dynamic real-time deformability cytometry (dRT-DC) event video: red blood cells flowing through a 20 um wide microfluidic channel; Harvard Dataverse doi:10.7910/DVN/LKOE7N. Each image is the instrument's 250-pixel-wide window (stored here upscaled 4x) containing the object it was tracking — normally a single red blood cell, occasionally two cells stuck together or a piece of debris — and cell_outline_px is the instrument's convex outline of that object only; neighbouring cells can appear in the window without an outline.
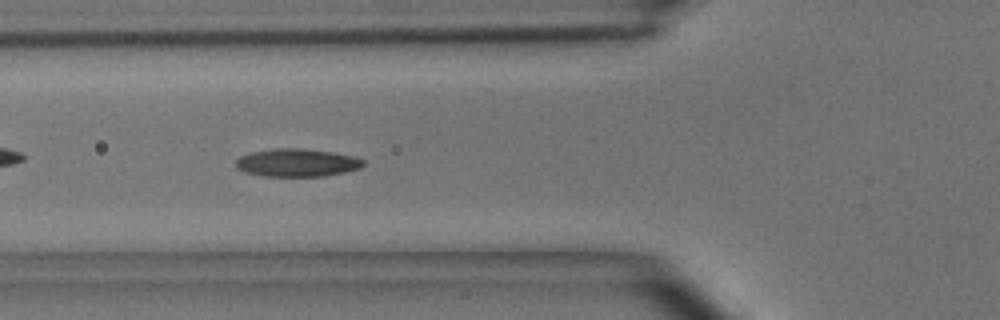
{"species": "common noctule bat (a hibernating species)", "species_latin": "Nyctalus noctula", "temperature_condition": "room temperature", "stored_images_in_passage": 37, "camera_frame_rate_fps": 3000, "um_per_image_px": 0.085, "animal": {"sex": "male", "body_mass_g": 15.6}, "frame": {"image": 1, "passage_image": 6, "time_ms": 1.667, "image_size_px": [1000, 320], "cell_outline_px": [[364, 164], [360, 168], [344, 172], [324, 176], [264, 176], [244, 172], [236, 168], [236, 160], [240, 156], [252, 152], [276, 148], [300, 148], [332, 152], [356, 156], [364, 160]], "centroid_in_image_um": [25.25, 13.83], "position_along_channel_um": 100.6, "area_um2": 20.75}, "authors_computed_cell_mechanics": {"area_um2": 20.1144, "velocity_mm_per_s": 4.0386, "shape_relaxation_time_tau1_ms": 4.2676, "shape_relaxation_time_tau2_ms": 2.6601, "deformation_change_tau1": 0.1262, "deformation_change_tau2": 0.0954}}